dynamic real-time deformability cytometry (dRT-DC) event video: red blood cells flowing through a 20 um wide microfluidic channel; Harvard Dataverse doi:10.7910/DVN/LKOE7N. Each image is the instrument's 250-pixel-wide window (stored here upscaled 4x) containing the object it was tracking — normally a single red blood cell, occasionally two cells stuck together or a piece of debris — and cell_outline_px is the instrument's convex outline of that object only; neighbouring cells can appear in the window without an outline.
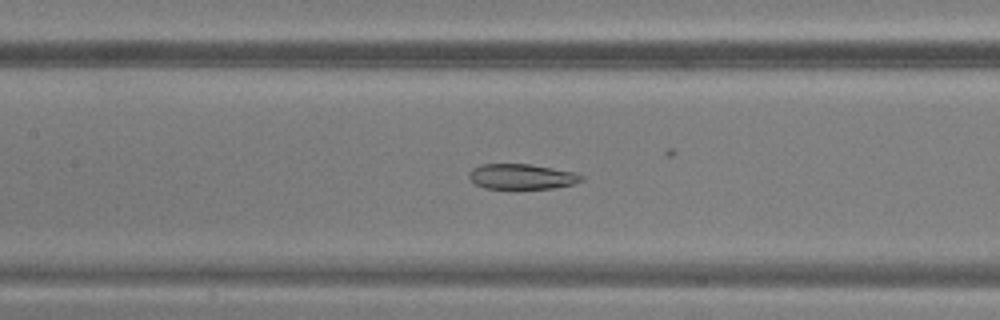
{"species": "common noctule bat (a hibernating species)", "species_latin": "Nyctalus noctula", "temperature_condition": "warm", "stored_images_in_passage": 37, "camera_frame_rate_fps": 3000, "um_per_image_px": 0.085, "animal": {"sex": "male", "body_mass_g": 20.5, "forearm_length_mm": 52.5}, "frame": {"image": 1, "passage_image": 15, "time_ms": 4.667, "image_size_px": [1000, 320], "cell_outline_px": [[584, 180], [572, 184], [552, 188], [484, 188], [476, 184], [468, 176], [468, 172], [472, 168], [480, 164], [532, 164], [576, 172], [584, 176]], "centroid_in_image_um": [44.36, 14.99], "position_along_channel_um": 163.0, "area_um2": 16.59}}
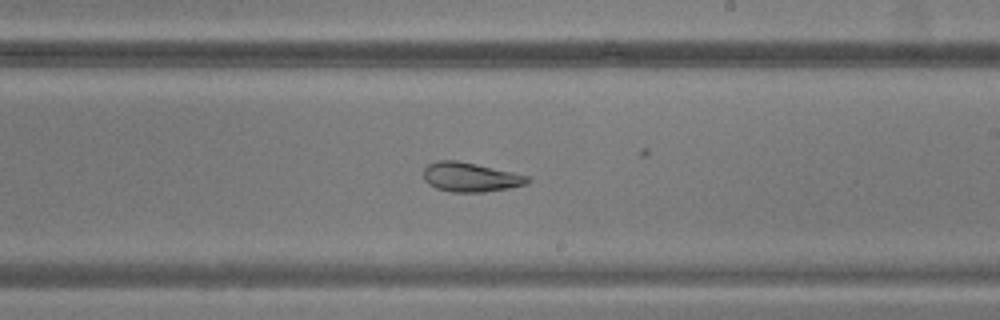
{"frame": {"image": 2, "passage_image": 21, "time_ms": 6.667, "image_size_px": [1000, 320], "cell_outline_px": [[532, 180], [524, 184], [508, 188], [484, 192], [452, 192], [436, 188], [428, 184], [424, 180], [424, 168], [428, 164], [436, 160], [456, 160], [476, 164], [512, 172], [528, 176]], "centroid_in_image_um": [39.95, 15.05], "position_along_channel_um": 249.1, "area_um2": 17.69}}
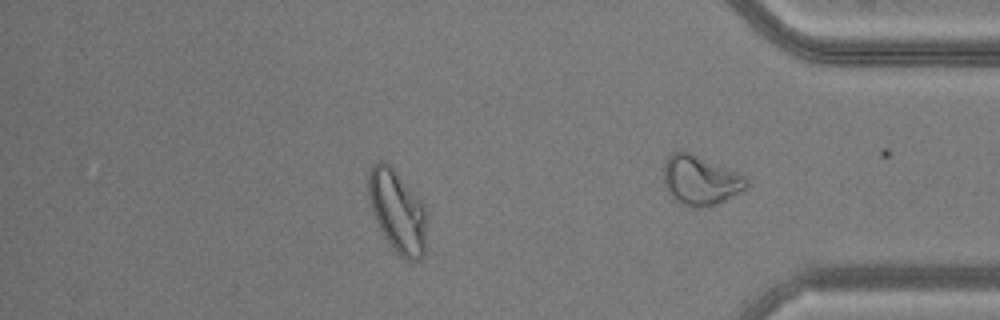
{"frame": {"image": 3, "passage_image": 30, "time_ms": 9.667, "image_size_px": [1000, 320], "cell_outline_px": [[428, 216], [424, 256], [420, 260], [408, 260], [400, 256], [392, 248], [384, 236], [372, 212], [368, 196], [368, 172], [372, 164], [376, 160], [384, 160], [396, 172], [424, 204], [428, 212]], "centroid_in_image_um": [33.8, 17.97], "position_along_channel_um": 401.4, "area_um2": 28.38}}